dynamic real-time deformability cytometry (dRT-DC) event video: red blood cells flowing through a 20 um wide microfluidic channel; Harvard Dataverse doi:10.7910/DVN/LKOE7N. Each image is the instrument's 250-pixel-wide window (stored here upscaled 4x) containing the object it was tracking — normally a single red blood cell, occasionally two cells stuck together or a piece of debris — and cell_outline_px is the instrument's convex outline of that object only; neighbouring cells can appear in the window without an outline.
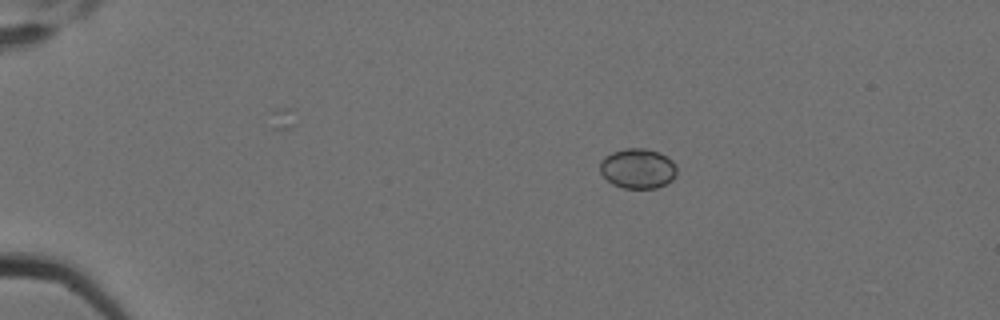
{"species": "Egyptian fruit bat (a non-hibernating species)", "species_latin": "Rousettus aegyptiacus", "temperature_condition": "cold", "stored_images_in_passage": 3, "camera_frame_rate_fps": 3000, "um_per_image_px": 0.085, "animal": {"sex": "female"}, "frame": {"image": 1, "passage_image": 1, "time_ms": 0.0, "image_size_px": [1000, 320], "cell_outline_px": [[676, 176], [672, 180], [656, 188], [624, 188], [612, 184], [600, 172], [600, 160], [604, 156], [612, 152], [624, 148], [644, 148], [660, 152], [668, 156], [672, 160], [676, 168]], "centroid_in_image_um": [54.2, 14.31], "position_along_channel_um": 30.8, "area_um2": 18.03}}